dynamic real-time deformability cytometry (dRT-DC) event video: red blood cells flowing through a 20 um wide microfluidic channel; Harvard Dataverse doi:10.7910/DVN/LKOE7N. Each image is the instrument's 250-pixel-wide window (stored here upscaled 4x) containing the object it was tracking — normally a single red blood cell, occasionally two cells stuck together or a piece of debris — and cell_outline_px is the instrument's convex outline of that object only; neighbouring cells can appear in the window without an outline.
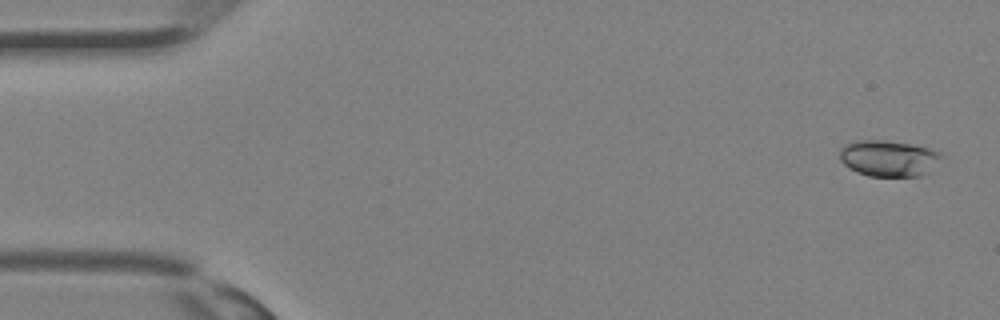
{"species": "Egyptian fruit bat (a non-hibernating species)", "species_latin": "Rousettus aegyptiacus", "temperature_condition": "room temperature", "stored_images_in_passage": 34, "camera_frame_rate_fps": 3000, "um_per_image_px": 0.085, "animal": {"sex": "female"}, "frame": {"image": 1, "passage_image": 1, "time_ms": 0.0, "image_size_px": [1000, 320], "cell_outline_px": [[928, 152], [908, 176], [872, 176], [860, 172], [852, 168], [844, 160], [844, 152], [852, 144], [900, 144], [920, 148]], "centroid_in_image_um": [75.13, 13.51], "position_along_channel_um": 9.9, "area_um2": 15.61}}
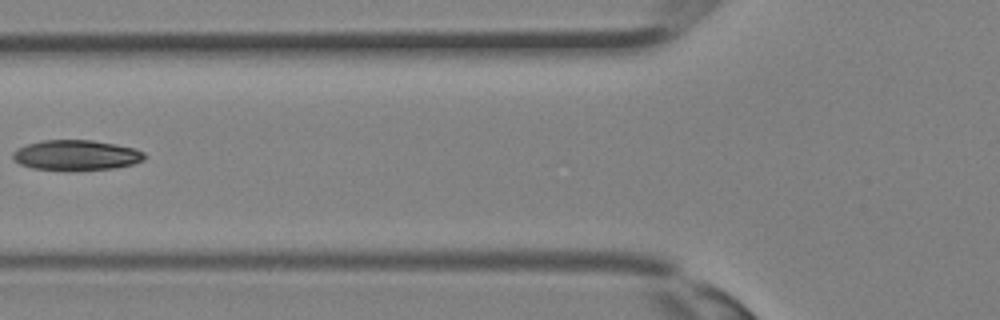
{"frame": {"image": 2, "passage_image": 13, "time_ms": 4.0, "image_size_px": [1000, 320], "cell_outline_px": [[144, 156], [140, 160], [128, 164], [104, 168], [40, 168], [24, 164], [16, 160], [16, 152], [32, 144], [52, 140], [84, 140], [108, 144], [128, 148], [140, 152]], "centroid_in_image_um": [6.49, 13.16], "position_along_channel_um": 119.3, "area_um2": 20.46}}
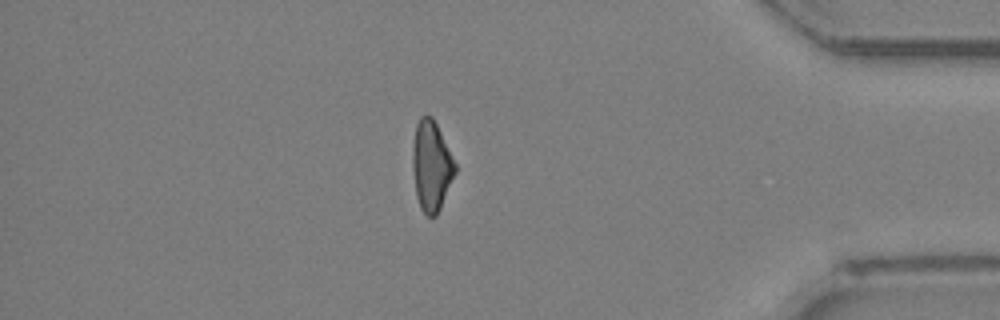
{"frame": {"image": 3, "passage_image": 29, "time_ms": 9.333, "image_size_px": [1000, 320], "cell_outline_px": [[456, 168], [440, 204], [436, 212], [432, 216], [428, 216], [424, 212], [420, 204], [416, 188], [416, 128], [420, 120], [424, 116], [428, 116], [432, 120]], "centroid_in_image_um": [36.69, 14.15], "position_along_channel_um": 398.5, "area_um2": 19.07}}